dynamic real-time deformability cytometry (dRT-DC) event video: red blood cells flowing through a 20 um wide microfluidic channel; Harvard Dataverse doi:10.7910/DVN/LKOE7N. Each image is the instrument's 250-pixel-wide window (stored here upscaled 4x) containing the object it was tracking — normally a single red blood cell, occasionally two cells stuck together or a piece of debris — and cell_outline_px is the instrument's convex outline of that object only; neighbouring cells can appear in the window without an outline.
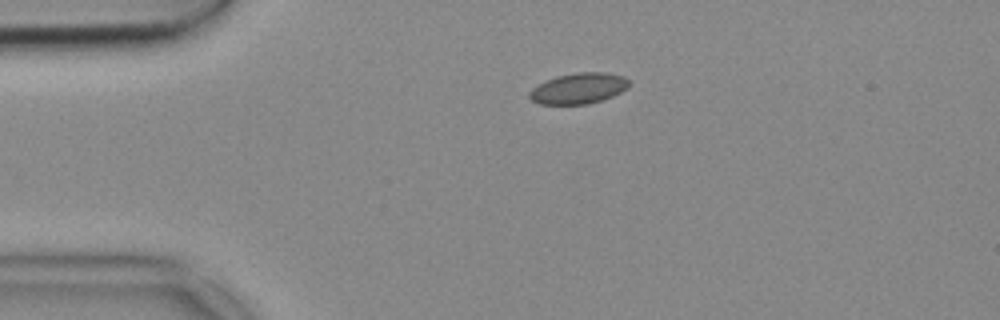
{"species": "common noctule bat (a hibernating species)", "species_latin": "Nyctalus noctula", "temperature_condition": "cold", "stored_images_in_passage": 43, "camera_frame_rate_fps": 3000, "um_per_image_px": 0.085, "animal": {"sex": "female", "body_mass_g": 18.4}, "frame": {"image": 1, "passage_image": 1, "time_ms": 0.0, "image_size_px": [1000, 320], "cell_outline_px": [[628, 88], [612, 96], [588, 104], [540, 104], [532, 100], [528, 96], [528, 92], [532, 88], [556, 76], [576, 72], [608, 72], [624, 76], [628, 80]], "centroid_in_image_um": [49.18, 7.5], "position_along_channel_um": 35.8, "area_um2": 17.8}}
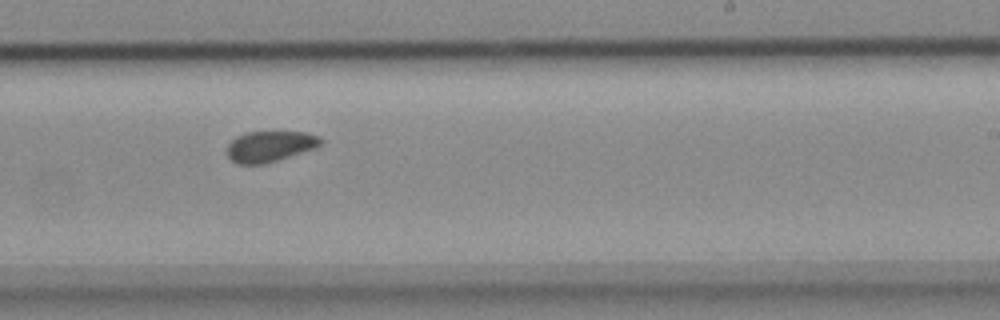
{"frame": {"image": 2, "passage_image": 22, "time_ms": 7.0, "image_size_px": [1000, 320], "cell_outline_px": [[324, 144], [316, 148], [264, 164], [240, 164], [232, 160], [228, 156], [228, 144], [236, 136], [244, 132], [308, 132], [320, 136], [324, 140]], "centroid_in_image_um": [23.0, 12.42], "position_along_channel_um": 266.0, "area_um2": 16.94}}
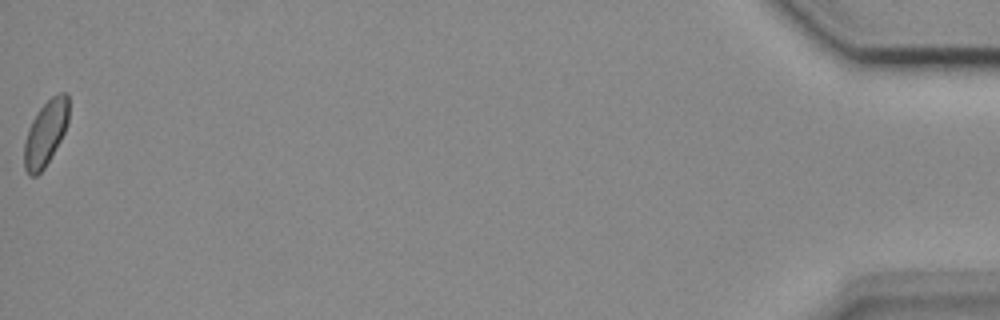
{"frame": {"image": 3, "passage_image": 43, "time_ms": 14.0, "image_size_px": [1000, 320], "cell_outline_px": [[68, 124], [60, 140], [44, 168], [36, 176], [28, 176], [24, 168], [24, 144], [28, 128], [36, 112], [52, 96], [60, 92], [68, 92]], "centroid_in_image_um": [3.86, 11.31], "position_along_channel_um": 431.3, "area_um2": 16.88}}